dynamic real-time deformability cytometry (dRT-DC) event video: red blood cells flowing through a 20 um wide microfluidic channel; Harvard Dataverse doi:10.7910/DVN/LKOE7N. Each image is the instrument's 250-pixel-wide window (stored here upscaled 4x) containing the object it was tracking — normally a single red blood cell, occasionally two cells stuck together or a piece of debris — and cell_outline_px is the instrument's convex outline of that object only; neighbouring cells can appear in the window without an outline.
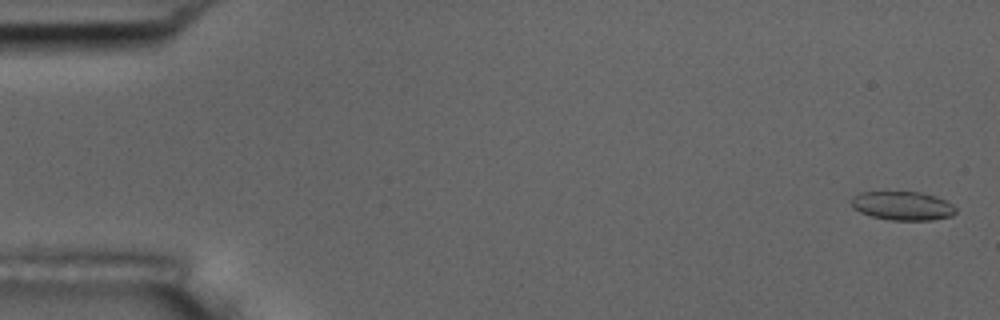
{"species": "common noctule bat (a hibernating species)", "species_latin": "Nyctalus noctula", "temperature_condition": "room temperature", "stored_images_in_passage": 53, "camera_frame_rate_fps": 3000, "um_per_image_px": 0.085, "animal": {"sex": "male", "body_mass_g": 17.5, "forearm_length_mm": 52.3}, "frame": {"image": 1, "passage_image": 2, "time_ms": 0.333, "image_size_px": [1000, 320], "cell_outline_px": [[956, 212], [952, 216], [932, 220], [888, 220], [872, 216], [860, 212], [852, 208], [852, 196], [860, 192], [920, 192], [936, 196], [952, 204], [956, 208]], "centroid_in_image_um": [76.72, 17.49], "position_along_channel_um": 8.3, "area_um2": 17.57}}
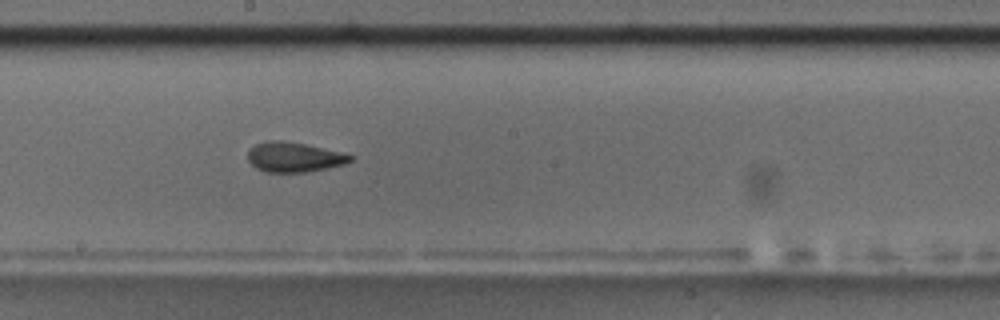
{"frame": {"image": 2, "passage_image": 31, "time_ms": 10.0, "image_size_px": [1000, 320], "cell_outline_px": [[352, 160], [344, 164], [328, 168], [304, 172], [264, 172], [256, 168], [248, 160], [248, 148], [256, 144], [268, 140], [280, 140], [304, 144], [340, 152], [352, 156]], "centroid_in_image_um": [24.94, 13.36], "position_along_channel_um": 223.3, "area_um2": 17.69}}
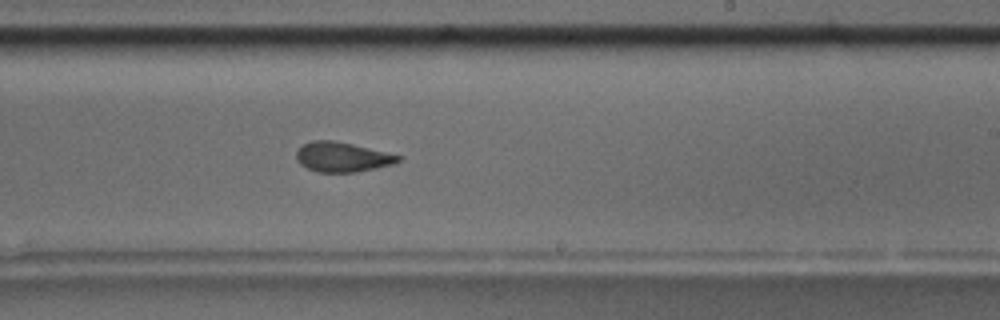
{"frame": {"image": 3, "passage_image": 34, "time_ms": 11.0, "image_size_px": [1000, 320], "cell_outline_px": [[400, 160], [392, 164], [376, 168], [356, 172], [320, 172], [308, 168], [300, 164], [296, 160], [296, 152], [304, 144], [312, 140], [332, 140], [352, 144], [400, 156]], "centroid_in_image_um": [29.04, 13.35], "position_along_channel_um": 260.0, "area_um2": 17.34}}